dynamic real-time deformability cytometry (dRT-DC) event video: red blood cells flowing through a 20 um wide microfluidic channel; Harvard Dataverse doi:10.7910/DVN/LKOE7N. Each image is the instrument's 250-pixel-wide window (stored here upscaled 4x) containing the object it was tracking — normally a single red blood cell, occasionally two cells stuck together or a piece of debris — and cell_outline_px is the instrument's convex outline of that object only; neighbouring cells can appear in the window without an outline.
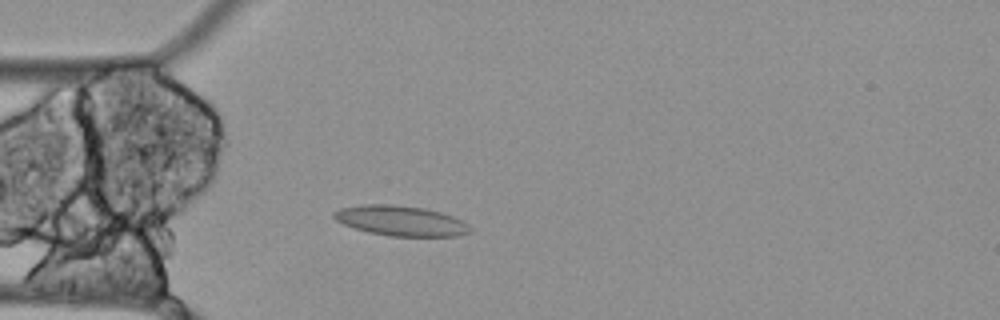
{"species": "Egyptian fruit bat (a non-hibernating species)", "species_latin": "Rousettus aegyptiacus", "temperature_condition": "cold", "stored_images_in_passage": 43, "camera_frame_rate_fps": 3000, "um_per_image_px": 0.085, "animal": {"sex": "female"}, "frame": {"image": 1, "passage_image": 2, "time_ms": 0.333, "image_size_px": [1000, 320], "cell_outline_px": [[472, 232], [456, 236], [388, 236], [368, 232], [344, 224], [336, 220], [332, 216], [332, 212], [340, 208], [360, 204], [392, 204], [424, 208], [440, 212], [452, 216], [468, 224], [472, 228]], "centroid_in_image_um": [34.05, 18.76], "position_along_channel_um": 50.9, "area_um2": 23.99}}
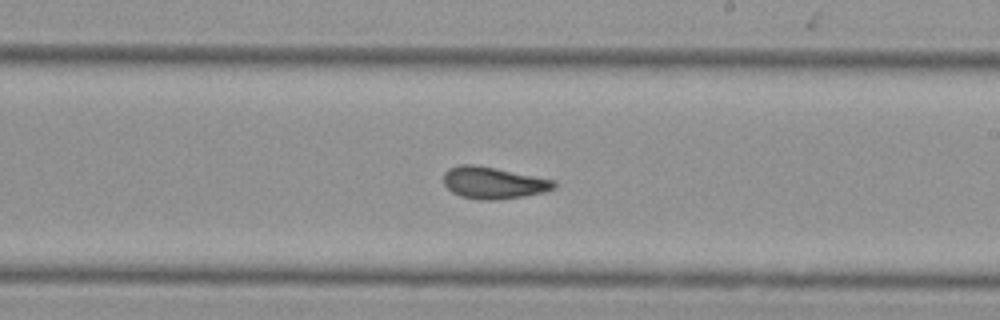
{"frame": {"image": 2, "passage_image": 19, "time_ms": 6.0, "image_size_px": [1000, 320], "cell_outline_px": [[556, 188], [544, 192], [496, 200], [480, 200], [460, 196], [452, 192], [444, 184], [444, 172], [448, 168], [460, 164], [476, 164], [556, 180]], "centroid_in_image_um": [41.93, 15.53], "position_along_channel_um": 247.1, "area_um2": 20.58}}
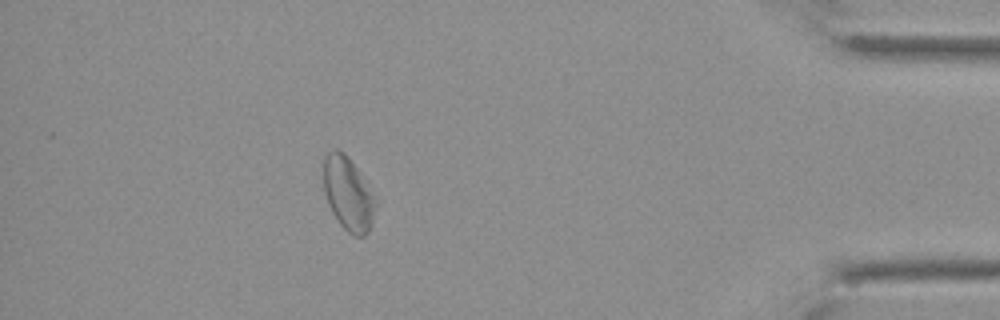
{"frame": {"image": 3, "passage_image": 37, "time_ms": 12.0, "image_size_px": [1000, 320], "cell_outline_px": [[380, 204], [372, 224], [368, 232], [364, 236], [356, 236], [348, 232], [340, 224], [332, 212], [328, 204], [324, 192], [324, 156], [332, 148], [336, 148], [344, 152], [348, 156], [360, 172], [380, 200]], "centroid_in_image_um": [29.66, 16.47], "position_along_channel_um": 405.5, "area_um2": 23.12}, "authors_computed_cell_mechanics": {"area_um2": 20.9814, "velocity_mm_per_s": 3.4394, "shape_relaxation_time_tau1_ms": 0.2474, "shape_relaxation_time_tau2_ms": 9.9478, "deformation_change_tau1": 0.096, "deformation_change_tau2": 0.1404}}